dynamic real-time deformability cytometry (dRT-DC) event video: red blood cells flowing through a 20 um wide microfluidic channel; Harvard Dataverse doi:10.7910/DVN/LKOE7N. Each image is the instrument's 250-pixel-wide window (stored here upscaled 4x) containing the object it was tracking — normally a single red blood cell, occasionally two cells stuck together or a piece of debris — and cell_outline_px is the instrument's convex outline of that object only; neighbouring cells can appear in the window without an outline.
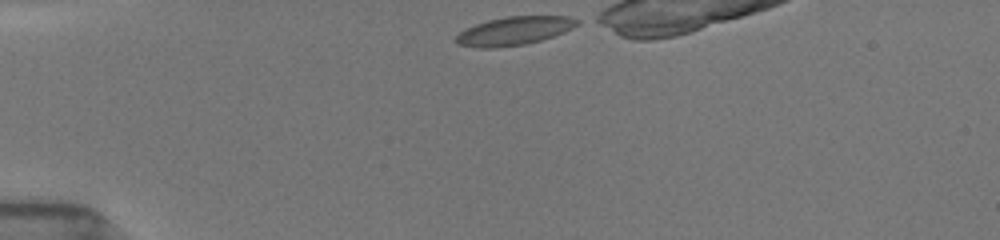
{"species": "common noctule bat (a hibernating species)", "species_latin": "Nyctalus noctula", "temperature_condition": "room temperature", "stored_images_in_passage": 20, "camera_frame_rate_fps": 3000, "um_per_image_px": 0.085, "animal": {"sex": "female", "body_mass_g": 19.5, "forearm_length_mm": 54.1}, "frame": {"image": 1, "passage_image": 1, "time_ms": 0.0, "image_size_px": [1000, 240], "cell_outline_px": [[580, 24], [564, 32], [540, 40], [524, 44], [496, 48], [476, 48], [460, 44], [456, 40], [456, 36], [464, 28], [488, 20], [508, 16], [568, 16], [580, 20]], "centroid_in_image_um": [43.71, 2.62], "position_along_channel_um": 41.3, "area_um2": 20.0}}
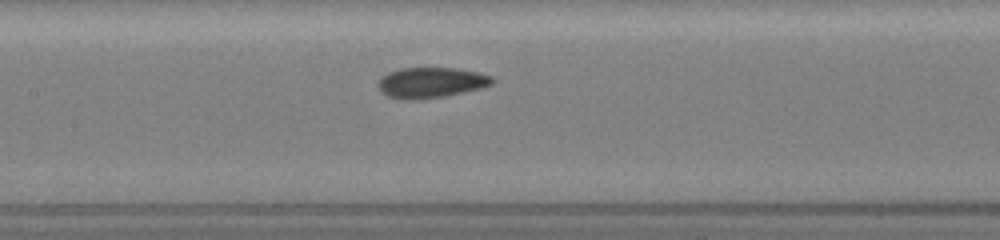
{"frame": {"image": 2, "passage_image": 12, "time_ms": 4.333, "image_size_px": [1000, 240], "cell_outline_px": [[496, 80], [492, 84], [484, 88], [444, 96], [416, 100], [404, 100], [388, 96], [380, 92], [380, 76], [388, 72], [400, 68], [456, 68], [480, 72], [492, 76]], "centroid_in_image_um": [36.68, 7.02], "position_along_channel_um": 170.7, "area_um2": 20.52}}
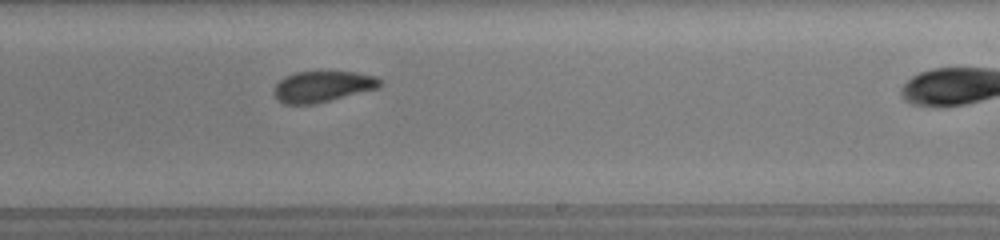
{"frame": {"image": 3, "passage_image": 19, "time_ms": 6.667, "image_size_px": [1000, 240], "cell_outline_px": [[384, 80], [376, 88], [316, 104], [284, 104], [276, 100], [272, 92], [276, 84], [284, 76], [296, 72], [356, 72], [376, 76]], "centroid_in_image_um": [27.37, 7.36], "position_along_channel_um": 261.6, "area_um2": 19.19}}